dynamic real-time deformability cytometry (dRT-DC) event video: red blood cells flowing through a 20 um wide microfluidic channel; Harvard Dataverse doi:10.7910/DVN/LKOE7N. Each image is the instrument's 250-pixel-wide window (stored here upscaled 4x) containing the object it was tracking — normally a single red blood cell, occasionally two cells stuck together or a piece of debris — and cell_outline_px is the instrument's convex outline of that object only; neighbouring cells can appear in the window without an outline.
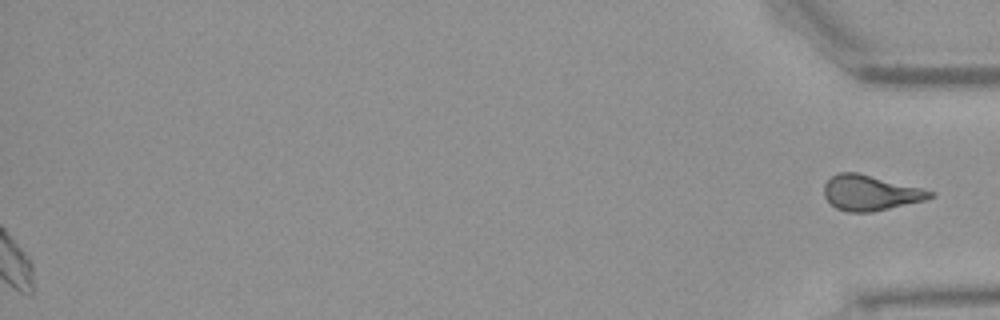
{"species": "Egyptian fruit bat (a non-hibernating species)", "species_latin": "Rousettus aegyptiacus", "temperature_condition": "warm", "stored_images_in_passage": 48, "segment_of_instrument_passage": [2, 2], "camera_frame_rate_fps": 3000, "um_per_image_px": 0.085, "animal": {"sex": "female"}, "frame": {"image": 1, "passage_image": 48, "time_ms": 15.667, "image_size_px": [1000, 320], "cell_outline_px": [[936, 196], [924, 200], [872, 212], [848, 212], [836, 208], [824, 196], [824, 184], [832, 176], [840, 172], [856, 172], [936, 192]], "centroid_in_image_um": [73.97, 16.39], "position_along_channel_um": 361.2, "area_um2": 21.5}}